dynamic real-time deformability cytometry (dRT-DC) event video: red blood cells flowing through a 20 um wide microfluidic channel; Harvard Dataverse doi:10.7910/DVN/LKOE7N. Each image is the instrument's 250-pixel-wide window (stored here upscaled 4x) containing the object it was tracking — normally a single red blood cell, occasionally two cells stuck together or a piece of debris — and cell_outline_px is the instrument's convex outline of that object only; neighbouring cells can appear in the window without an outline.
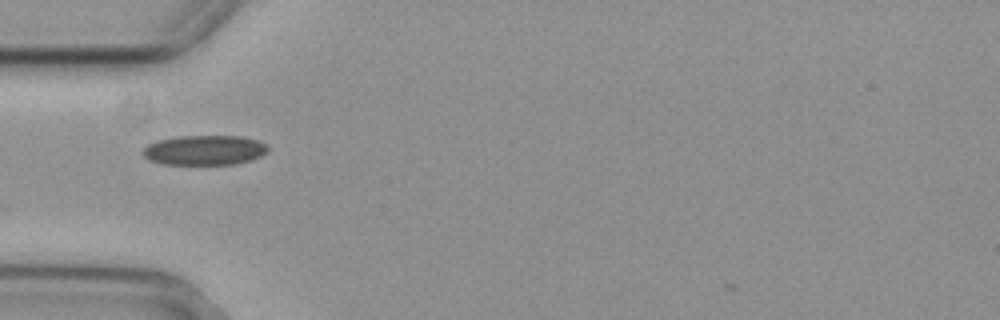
{"species": "common noctule bat (a hibernating species)", "species_latin": "Nyctalus noctula", "temperature_condition": "cold", "stored_images_in_passage": 31, "camera_frame_rate_fps": 3000, "um_per_image_px": 0.085, "animal": {"sex": "female", "body_mass_g": 29.2, "forearm_length_mm": 56.3}, "frame": {"image": 1, "passage_image": 1, "time_ms": 0.0, "image_size_px": [1000, 320], "cell_outline_px": [[268, 152], [252, 160], [232, 164], [164, 164], [148, 160], [140, 152], [148, 144], [156, 140], [180, 136], [240, 136], [256, 140], [268, 144]], "centroid_in_image_um": [17.37, 12.76], "position_along_channel_um": 67.6, "area_um2": 21.85}}
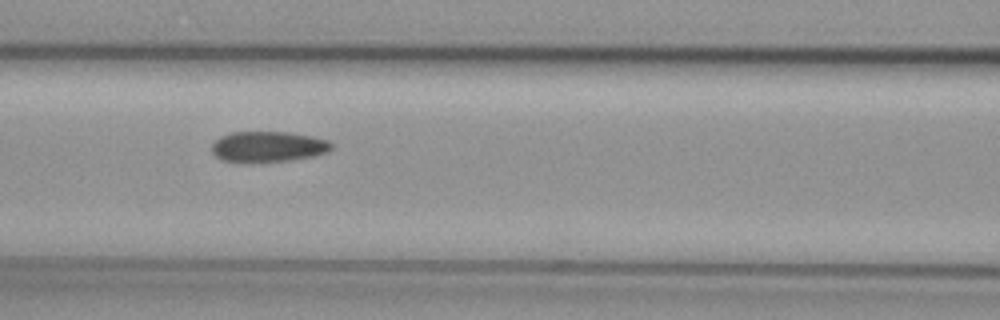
{"frame": {"image": 2, "passage_image": 7, "time_ms": 2.0, "image_size_px": [1000, 320], "cell_outline_px": [[332, 148], [328, 152], [312, 156], [288, 160], [248, 164], [220, 160], [212, 152], [212, 144], [220, 136], [232, 132], [288, 132], [312, 136], [328, 140], [332, 144]], "centroid_in_image_um": [22.75, 12.48], "position_along_channel_um": 143.9, "area_um2": 21.73}}
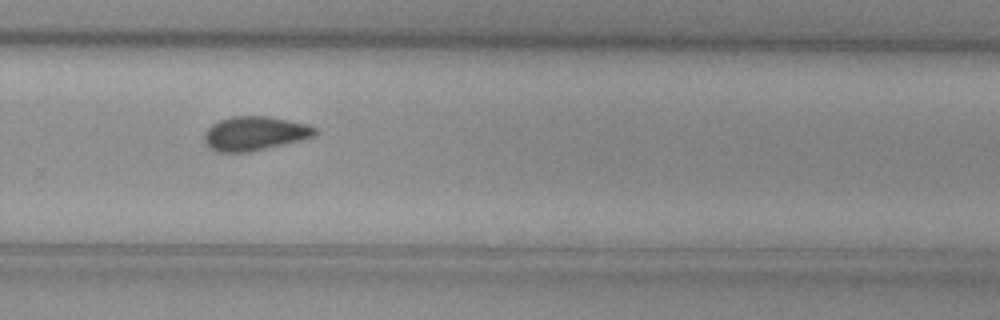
{"frame": {"image": 3, "passage_image": 20, "time_ms": 6.333, "image_size_px": [1000, 320], "cell_outline_px": [[316, 136], [300, 140], [248, 152], [216, 152], [208, 148], [204, 140], [204, 132], [212, 124], [220, 120], [232, 116], [268, 116], [308, 124], [316, 128]], "centroid_in_image_um": [21.62, 11.34], "position_along_channel_um": 308.2, "area_um2": 21.96}, "authors_computed_cell_mechanics": {"area_um2": 21.7328, "velocity_mm_per_s": 3.8019, "shape_relaxation_time_tau1_ms": 5.9399, "shape_relaxation_time_tau2_ms": null, "deformation_change_tau1": 0.1131, "deformation_change_tau2": null}}